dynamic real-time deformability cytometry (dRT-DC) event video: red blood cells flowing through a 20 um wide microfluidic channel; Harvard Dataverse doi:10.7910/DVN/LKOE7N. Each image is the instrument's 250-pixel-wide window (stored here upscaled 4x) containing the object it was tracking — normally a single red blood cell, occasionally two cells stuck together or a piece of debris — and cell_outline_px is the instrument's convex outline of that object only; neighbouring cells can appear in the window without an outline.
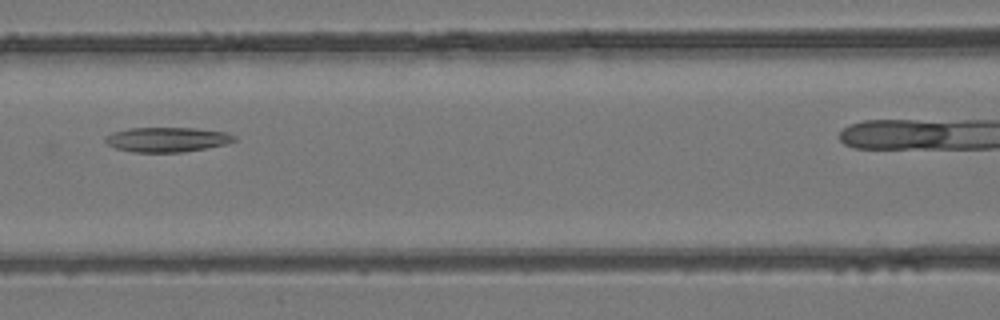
{"species": "common noctule bat (a hibernating species)", "species_latin": "Nyctalus noctula", "temperature_condition": "room temperature", "stored_images_in_passage": 6, "segment_of_instrument_passage": [1, 2], "camera_frame_rate_fps": 3000, "um_per_image_px": 0.085, "animal": {"sex": "female", "body_mass_g": 24.6, "forearm_length_mm": 56.2}, "frame": {"image": 1, "passage_image": 4, "time_ms": 1.0, "image_size_px": [1000, 320], "cell_outline_px": [[240, 140], [224, 144], [184, 152], [132, 152], [116, 148], [108, 144], [104, 140], [104, 136], [112, 132], [128, 128], [196, 128], [228, 132], [236, 136]], "centroid_in_image_um": [14.22, 11.85], "position_along_channel_um": 152.4, "area_um2": 18.73}}